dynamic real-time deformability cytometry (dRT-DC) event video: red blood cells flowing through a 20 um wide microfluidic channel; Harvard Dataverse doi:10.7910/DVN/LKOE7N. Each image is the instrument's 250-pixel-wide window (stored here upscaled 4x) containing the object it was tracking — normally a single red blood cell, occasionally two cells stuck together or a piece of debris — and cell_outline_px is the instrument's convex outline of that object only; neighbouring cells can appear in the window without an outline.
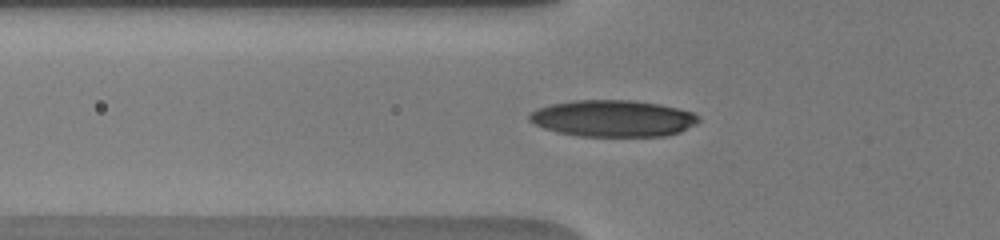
{"species": "human", "species_latin": "Homo sapiens", "temperature_condition": "warm", "stored_images_in_passage": 68, "camera_frame_rate_fps": 3000, "um_per_image_px": 0.085, "donor": {"sex": "male"}, "frame": {"image": 1, "passage_image": 3, "time_ms": 0.333, "image_size_px": [1000, 240], "cell_outline_px": [[700, 120], [696, 124], [680, 132], [664, 136], [580, 136], [556, 132], [544, 128], [528, 120], [528, 116], [532, 112], [540, 108], [552, 104], [572, 100], [636, 100], [660, 104], [692, 112], [700, 116]], "centroid_in_image_um": [52.13, 10.06], "position_along_channel_um": 73.7, "area_um2": 36.13}}
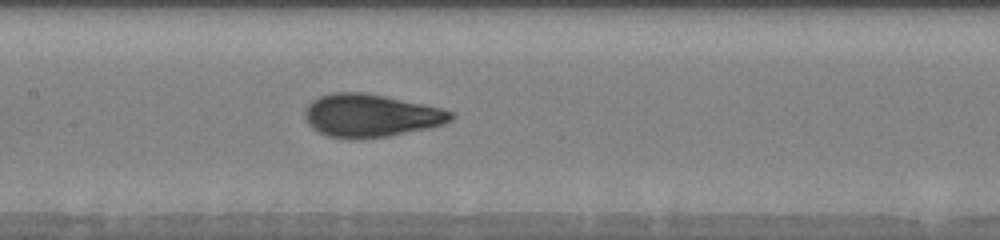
{"frame": {"image": 2, "passage_image": 18, "time_ms": 3.0, "image_size_px": [1000, 240], "cell_outline_px": [[456, 116], [452, 120], [444, 124], [432, 128], [388, 136], [356, 140], [348, 140], [328, 136], [312, 128], [308, 124], [304, 116], [304, 108], [312, 100], [320, 96], [332, 92], [364, 92], [444, 108], [452, 112]], "centroid_in_image_um": [31.52, 9.84], "position_along_channel_um": 175.9, "area_um2": 37.11}}
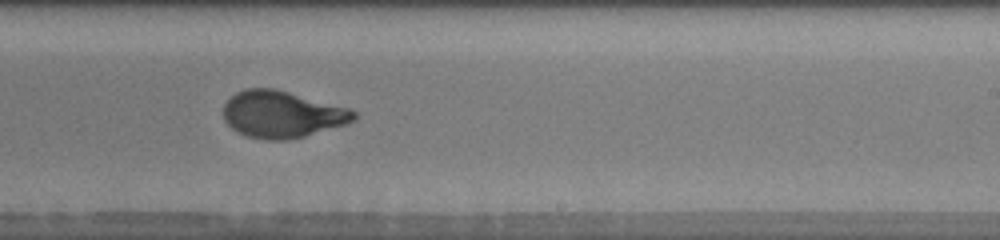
{"frame": {"image": 3, "passage_image": 32, "time_ms": 5.333, "image_size_px": [1000, 240], "cell_outline_px": [[356, 120], [348, 124], [304, 136], [284, 140], [268, 140], [248, 136], [232, 128], [224, 120], [224, 104], [236, 92], [244, 88], [276, 88], [352, 108], [356, 112]], "centroid_in_image_um": [24.03, 9.7], "position_along_channel_um": 265.0, "area_um2": 35.84}}